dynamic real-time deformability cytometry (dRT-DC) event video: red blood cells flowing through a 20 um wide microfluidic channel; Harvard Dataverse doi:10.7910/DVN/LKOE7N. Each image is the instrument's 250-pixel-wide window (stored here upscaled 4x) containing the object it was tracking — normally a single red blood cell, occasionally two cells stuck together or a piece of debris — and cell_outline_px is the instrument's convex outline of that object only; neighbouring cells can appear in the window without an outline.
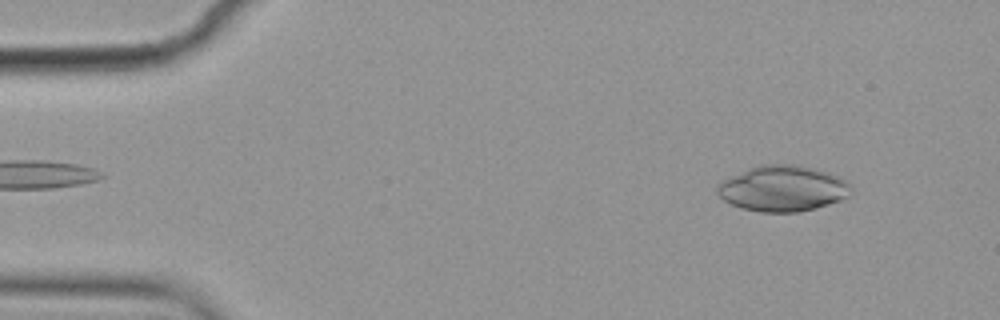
{"species": "common noctule bat (a hibernating species)", "species_latin": "Nyctalus noctula", "temperature_condition": "cold", "stored_images_in_passage": 55, "camera_frame_rate_fps": 3000, "um_per_image_px": 0.085, "animal": {"sex": "female", "body_mass_g": 19.9}, "frame": {"image": 1, "passage_image": 5, "time_ms": 1.333, "image_size_px": [1000, 320], "cell_outline_px": [[852, 188], [848, 196], [840, 200], [816, 208], [800, 212], [760, 212], [740, 208], [724, 200], [716, 192], [716, 184], [732, 176], [752, 168], [764, 164], [796, 164], [828, 172], [840, 176]], "centroid_in_image_um": [66.54, 16.03], "position_along_channel_um": 18.5, "area_um2": 35.49}}